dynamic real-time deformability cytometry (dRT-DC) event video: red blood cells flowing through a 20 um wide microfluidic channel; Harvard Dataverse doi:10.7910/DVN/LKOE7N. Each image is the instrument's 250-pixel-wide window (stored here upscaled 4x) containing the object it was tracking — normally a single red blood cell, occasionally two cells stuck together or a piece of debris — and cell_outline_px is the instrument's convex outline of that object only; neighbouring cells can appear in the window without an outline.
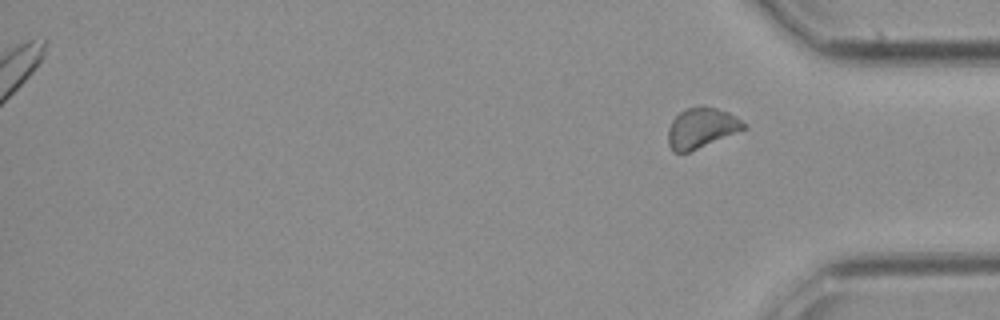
{"species": "common noctule bat (a hibernating species)", "species_latin": "Nyctalus noctula", "temperature_condition": "cold", "stored_images_in_passage": 24, "segment_of_instrument_passage": [2, 2], "camera_frame_rate_fps": 3000, "um_per_image_px": 0.085, "animal": {"sex": "female", "body_mass_g": 21.9}, "frame": {"image": 1, "passage_image": 24, "time_ms": 7.667, "image_size_px": [1000, 320], "cell_outline_px": [[748, 124], [744, 128], [688, 152], [672, 152], [668, 144], [668, 128], [672, 120], [680, 112], [688, 108], [700, 104], [716, 108], [728, 112], [736, 116]], "centroid_in_image_um": [59.58, 10.84], "position_along_channel_um": 375.6, "area_um2": 17.51}}